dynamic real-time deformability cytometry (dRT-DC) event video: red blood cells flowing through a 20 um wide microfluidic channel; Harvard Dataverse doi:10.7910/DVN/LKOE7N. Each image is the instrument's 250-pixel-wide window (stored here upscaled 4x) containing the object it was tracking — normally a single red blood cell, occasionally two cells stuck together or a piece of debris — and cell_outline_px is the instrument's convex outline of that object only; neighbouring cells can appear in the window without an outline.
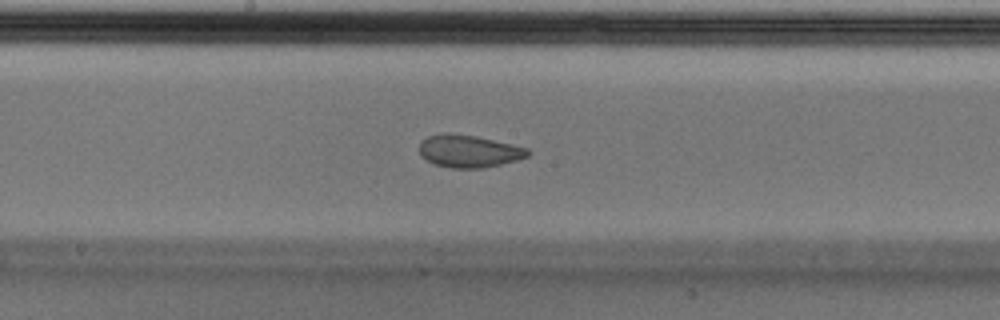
{"species": "Egyptian fruit bat (a non-hibernating species)", "species_latin": "Rousettus aegyptiacus", "temperature_condition": "cold", "stored_images_in_passage": 38, "camera_frame_rate_fps": 3000, "um_per_image_px": 0.085, "animal": {"sex": "male"}, "frame": {"image": 1, "passage_image": 17, "time_ms": 5.333, "image_size_px": [1000, 320], "cell_outline_px": [[532, 152], [528, 156], [516, 160], [500, 164], [480, 168], [452, 168], [432, 164], [420, 156], [420, 140], [428, 136], [444, 132], [448, 132], [476, 136], [512, 144], [528, 148]], "centroid_in_image_um": [39.82, 12.84], "position_along_channel_um": 208.4, "area_um2": 20.69}, "authors_computed_cell_mechanics": {"area_um2": 21.3571, "velocity_mm_per_s": 3.7128, "shape_relaxation_time_tau1_ms": null, "shape_relaxation_time_tau2_ms": 0.8809, "deformation_change_tau1": null, "deformation_change_tau2": 0.0479}}